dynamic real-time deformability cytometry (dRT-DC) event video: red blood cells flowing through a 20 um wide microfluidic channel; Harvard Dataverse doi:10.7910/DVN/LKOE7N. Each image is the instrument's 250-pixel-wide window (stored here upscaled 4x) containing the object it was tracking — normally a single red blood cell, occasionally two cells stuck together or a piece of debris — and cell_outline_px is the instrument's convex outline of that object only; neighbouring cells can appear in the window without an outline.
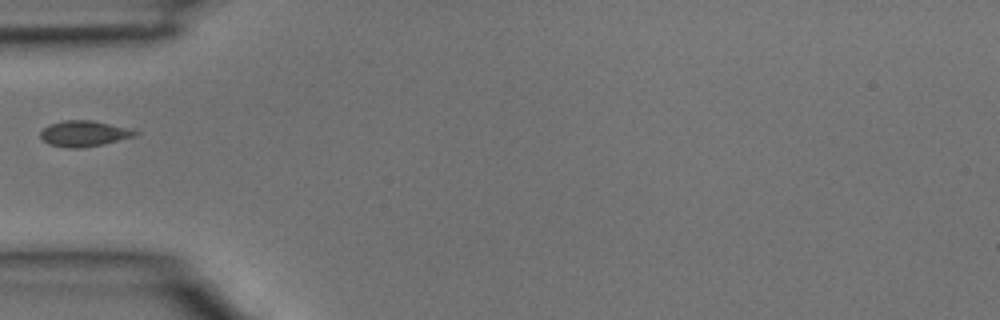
{"species": "common noctule bat (a hibernating species)", "species_latin": "Nyctalus noctula", "temperature_condition": "room temperature", "stored_images_in_passage": 1, "camera_frame_rate_fps": 3000, "um_per_image_px": 0.085, "animal": {"sex": "male", "body_mass_g": 15.6}, "frame": {"image": 1, "passage_image": 1, "time_ms": 0.0, "image_size_px": [1000, 320], "cell_outline_px": [[140, 132], [136, 136], [104, 144], [80, 148], [68, 148], [48, 144], [40, 136], [40, 132], [48, 124], [64, 120], [88, 120], [132, 128]], "centroid_in_image_um": [7.17, 11.35], "position_along_channel_um": 77.8, "area_um2": 14.33}}